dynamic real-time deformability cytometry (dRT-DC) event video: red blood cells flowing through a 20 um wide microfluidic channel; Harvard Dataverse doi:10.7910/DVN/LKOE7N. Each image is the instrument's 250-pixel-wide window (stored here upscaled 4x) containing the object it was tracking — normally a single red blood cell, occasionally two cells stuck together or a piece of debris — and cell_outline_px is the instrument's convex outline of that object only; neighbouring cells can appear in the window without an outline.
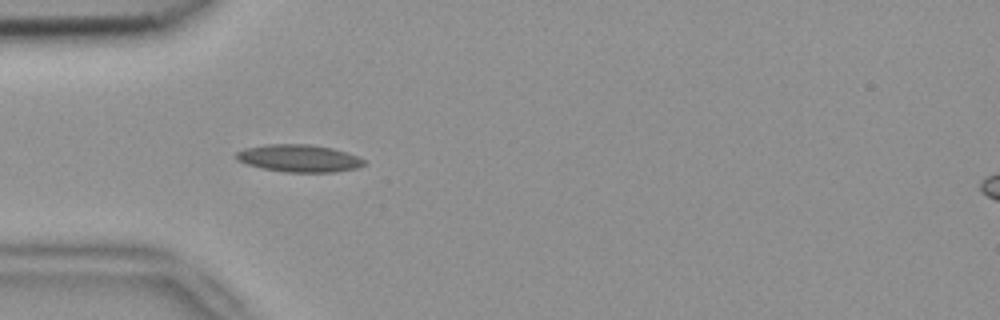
{"species": "common noctule bat (a hibernating species)", "species_latin": "Nyctalus noctula", "temperature_condition": "room temperature", "stored_images_in_passage": 6, "camera_frame_rate_fps": 3000, "um_per_image_px": 0.085, "animal": {"sex": "female", "body_mass_g": 18.4}, "frame": {"image": 1, "passage_image": 5, "time_ms": 1.333, "image_size_px": [1000, 320], "cell_outline_px": [[364, 164], [356, 168], [332, 172], [284, 172], [264, 168], [248, 164], [236, 160], [236, 152], [244, 148], [268, 144], [308, 144], [332, 148], [356, 156], [364, 160]], "centroid_in_image_um": [25.37, 13.45], "position_along_channel_um": 59.6, "area_um2": 20.11}}